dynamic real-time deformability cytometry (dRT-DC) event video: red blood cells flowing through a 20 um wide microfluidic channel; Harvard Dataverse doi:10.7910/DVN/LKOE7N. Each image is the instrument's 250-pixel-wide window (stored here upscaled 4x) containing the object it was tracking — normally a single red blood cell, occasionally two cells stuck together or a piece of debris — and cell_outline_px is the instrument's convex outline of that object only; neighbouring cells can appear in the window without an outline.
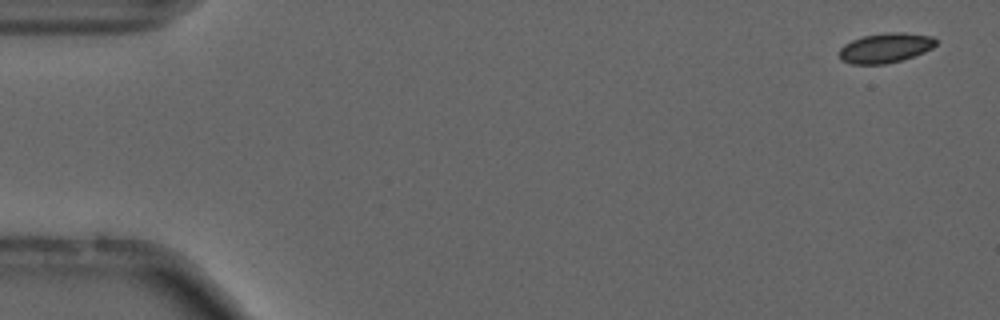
{"species": "common noctule bat (a hibernating species)", "species_latin": "Nyctalus noctula", "temperature_condition": "cold", "stored_images_in_passage": 54, "camera_frame_rate_fps": 3000, "um_per_image_px": 0.085, "animal": {"sex": "male", "forearm_length_mm": 52.5}, "frame": {"image": 1, "passage_image": 1, "time_ms": 0.0, "image_size_px": [1000, 320], "cell_outline_px": [[936, 44], [932, 48], [924, 52], [900, 60], [884, 64], [852, 64], [840, 60], [840, 48], [844, 44], [852, 40], [864, 36], [888, 32], [904, 32], [932, 36], [936, 40]], "centroid_in_image_um": [75.25, 4.06], "position_along_channel_um": 9.8, "area_um2": 16.65}}
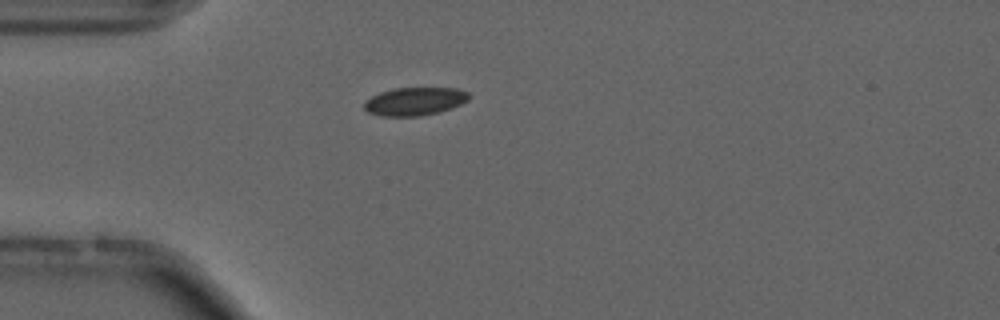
{"frame": {"image": 2, "passage_image": 14, "time_ms": 4.333, "image_size_px": [1000, 320], "cell_outline_px": [[468, 100], [452, 108], [420, 116], [380, 116], [368, 112], [364, 108], [364, 100], [380, 92], [392, 88], [456, 88], [468, 92]], "centroid_in_image_um": [35.21, 8.61], "position_along_channel_um": 49.8, "area_um2": 17.11}}
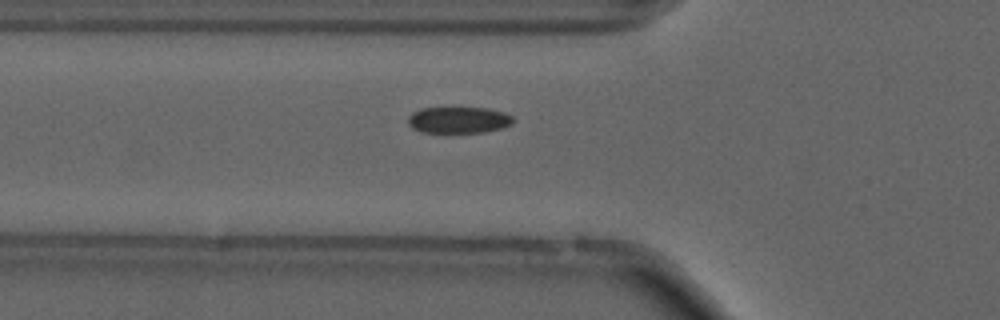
{"frame": {"image": 3, "passage_image": 18, "time_ms": 5.667, "image_size_px": [1000, 320], "cell_outline_px": [[512, 124], [504, 128], [484, 132], [420, 132], [412, 128], [408, 124], [408, 116], [412, 112], [420, 108], [448, 104], [488, 108], [504, 112], [512, 116]], "centroid_in_image_um": [38.94, 10.13], "position_along_channel_um": 86.9, "area_um2": 17.22}, "authors_computed_cell_mechanics": {"area_um2": 16.8198, "velocity_mm_per_s": 3.7083, "shape_relaxation_time_tau1_ms": 7.0693, "shape_relaxation_time_tau2_ms": 1.5976, "deformation_change_tau1": 0.1061, "deformation_change_tau2": 0.0552}}